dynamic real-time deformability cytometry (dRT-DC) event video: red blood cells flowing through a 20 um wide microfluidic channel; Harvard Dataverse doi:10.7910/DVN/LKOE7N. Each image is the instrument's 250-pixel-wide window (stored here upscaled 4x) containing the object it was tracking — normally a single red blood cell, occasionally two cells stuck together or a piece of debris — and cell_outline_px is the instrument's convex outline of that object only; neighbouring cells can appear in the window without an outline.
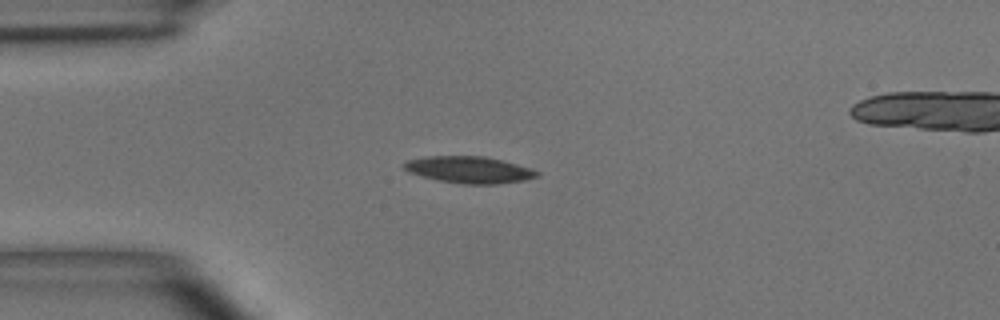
{"species": "common noctule bat (a hibernating species)", "species_latin": "Nyctalus noctula", "temperature_condition": "room temperature", "stored_images_in_passage": 4, "camera_frame_rate_fps": 3000, "um_per_image_px": 0.085, "animal": {"sex": "male", "body_mass_g": 15.6}, "frame": {"image": 1, "passage_image": 1, "time_ms": 0.0, "image_size_px": [1000, 320], "cell_outline_px": [[540, 176], [524, 180], [496, 184], [464, 184], [440, 180], [408, 172], [404, 168], [404, 164], [408, 160], [428, 156], [484, 156], [532, 168], [540, 172]], "centroid_in_image_um": [39.93, 14.43], "position_along_channel_um": 45.1, "area_um2": 20.46}}
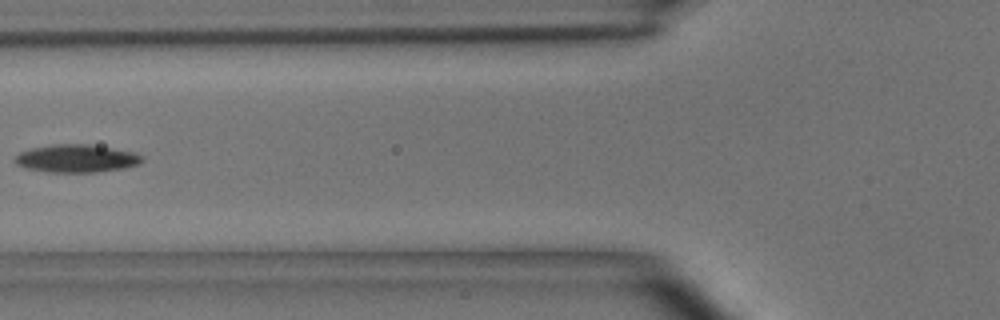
{"frame": {"image": 2, "passage_image": 3, "time_ms": 2.333, "image_size_px": [1000, 320], "cell_outline_px": [[144, 160], [140, 164], [124, 168], [96, 172], [48, 172], [28, 168], [16, 164], [12, 160], [20, 152], [32, 148], [52, 144], [88, 144], [136, 152], [144, 156]], "centroid_in_image_um": [6.54, 13.46], "position_along_channel_um": 119.3, "area_um2": 20.75}}